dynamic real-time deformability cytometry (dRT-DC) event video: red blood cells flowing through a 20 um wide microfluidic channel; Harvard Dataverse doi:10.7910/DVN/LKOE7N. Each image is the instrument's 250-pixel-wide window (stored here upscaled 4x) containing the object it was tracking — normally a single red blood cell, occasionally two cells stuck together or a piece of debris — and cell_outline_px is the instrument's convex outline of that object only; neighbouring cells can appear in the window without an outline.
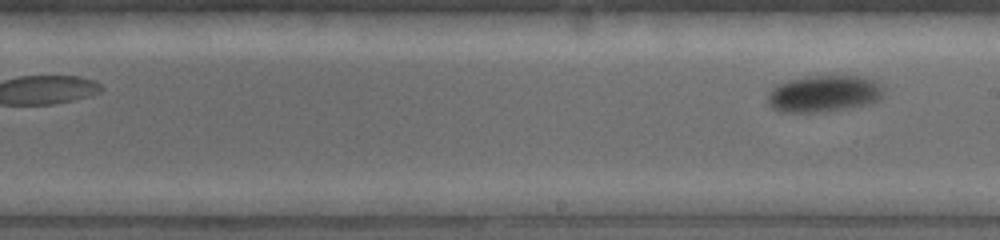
{"species": "common noctule bat (a hibernating species)", "species_latin": "Nyctalus noctula", "temperature_condition": "warm", "stored_images_in_passage": 9, "segment_of_instrument_passage": [2, 2], "camera_frame_rate_fps": 5000, "um_per_image_px": 0.085, "animal": {"sex": "female", "body_mass_g": 19.0, "forearm_length_mm": 53.3}, "frame": {"image": 1, "passage_image": 9, "time_ms": 3.4, "image_size_px": [1000, 240], "cell_outline_px": [[884, 96], [880, 100], [868, 104], [848, 108], [824, 112], [780, 112], [772, 108], [768, 104], [768, 96], [772, 88], [788, 80], [804, 76], [860, 76], [872, 80], [880, 84], [884, 92]], "centroid_in_image_um": [70.04, 7.97], "position_along_channel_um": 219.0, "area_um2": 24.91}}